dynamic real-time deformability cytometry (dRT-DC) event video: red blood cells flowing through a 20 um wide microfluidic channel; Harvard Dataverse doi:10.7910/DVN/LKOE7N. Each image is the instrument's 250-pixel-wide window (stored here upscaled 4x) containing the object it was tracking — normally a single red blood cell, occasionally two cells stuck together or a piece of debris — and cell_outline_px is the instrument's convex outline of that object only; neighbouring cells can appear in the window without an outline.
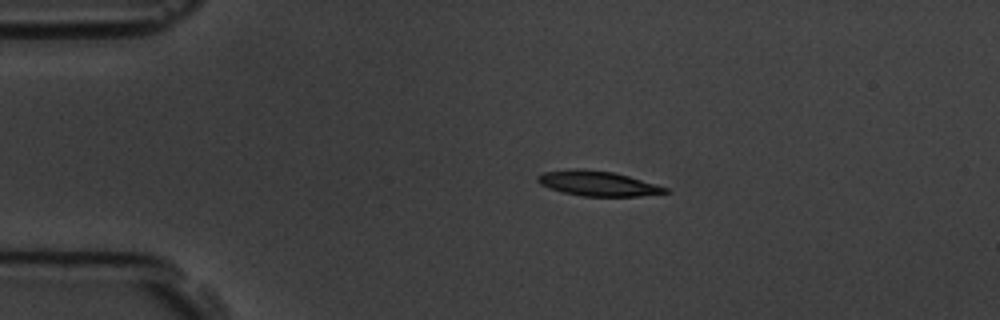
{"species": "common noctule bat (a hibernating species)", "species_latin": "Nyctalus noctula", "temperature_condition": "room temperature", "stored_images_in_passage": 6, "camera_frame_rate_fps": 3000, "um_per_image_px": 0.085, "animal": {"sex": "male", "body_mass_g": 19.5, "forearm_length_mm": 54.6}, "frame": {"image": 1, "passage_image": 1, "time_ms": 0.0, "image_size_px": [1000, 320], "cell_outline_px": [[668, 192], [640, 196], [580, 196], [548, 188], [540, 184], [536, 180], [536, 176], [544, 172], [572, 168], [580, 168], [612, 172], [628, 176], [656, 184], [668, 188]], "centroid_in_image_um": [50.76, 15.59], "position_along_channel_um": 34.2, "area_um2": 18.5}}
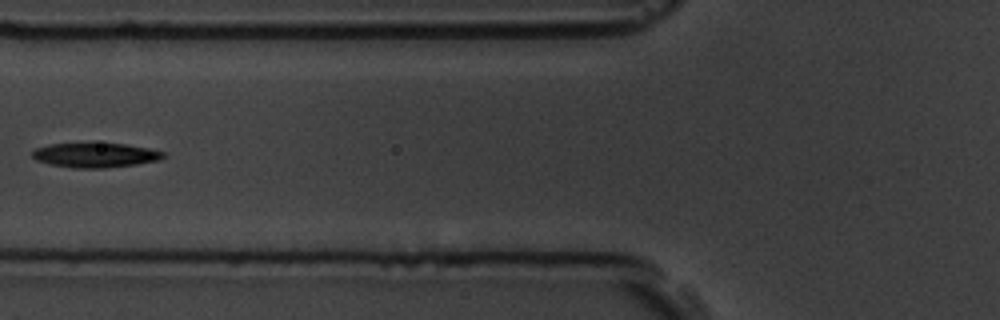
{"frame": {"image": 2, "passage_image": 4, "time_ms": 3.333, "image_size_px": [1000, 320], "cell_outline_px": [[168, 156], [160, 160], [136, 164], [104, 168], [72, 168], [52, 164], [36, 160], [32, 156], [32, 152], [36, 148], [48, 144], [92, 140], [124, 144], [148, 148], [164, 152]], "centroid_in_image_um": [8.1, 13.14], "position_along_channel_um": 117.7, "area_um2": 19.65}}
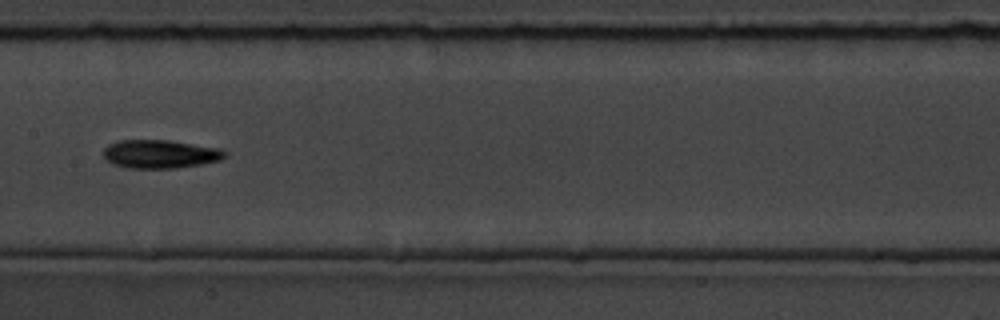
{"frame": {"image": 3, "passage_image": 6, "time_ms": 5.333, "image_size_px": [1000, 320], "cell_outline_px": [[228, 152], [220, 160], [200, 164], [176, 168], [128, 168], [112, 164], [104, 156], [104, 148], [108, 144], [120, 140], [168, 140], [220, 148]], "centroid_in_image_um": [13.6, 13.09], "position_along_channel_um": 193.8, "area_um2": 20.06}}